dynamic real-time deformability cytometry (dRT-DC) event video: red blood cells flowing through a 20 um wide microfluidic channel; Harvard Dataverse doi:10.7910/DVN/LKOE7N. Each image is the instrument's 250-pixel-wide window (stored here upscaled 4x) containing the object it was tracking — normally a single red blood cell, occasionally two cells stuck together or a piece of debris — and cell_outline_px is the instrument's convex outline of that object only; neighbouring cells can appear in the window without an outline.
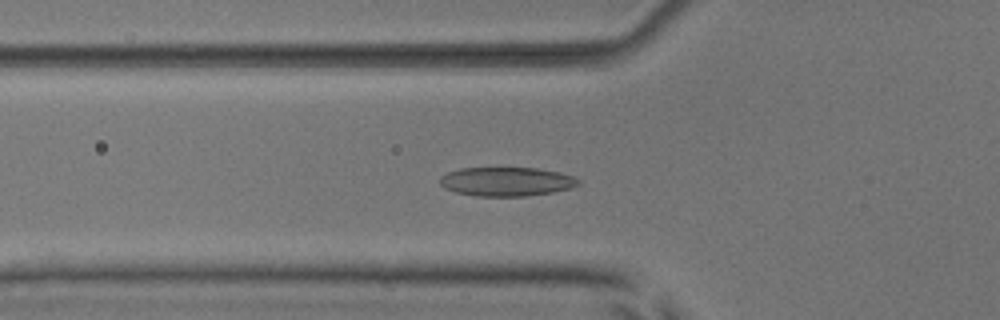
{"species": "common noctule bat (a hibernating species)", "species_latin": "Nyctalus noctula", "temperature_condition": "room temperature", "stored_images_in_passage": 41, "camera_frame_rate_fps": 3000, "um_per_image_px": 0.085, "animal": {"sex": "male", "body_mass_g": 17.9, "forearm_length_mm": 54.2}, "frame": {"image": 1, "passage_image": 14, "time_ms": 4.333, "image_size_px": [1000, 320], "cell_outline_px": [[580, 184], [568, 188], [552, 192], [524, 196], [476, 196], [456, 192], [444, 188], [440, 184], [440, 176], [448, 172], [460, 168], [536, 168], [560, 172], [572, 176], [580, 180]], "centroid_in_image_um": [43.03, 15.43], "position_along_channel_um": 82.8, "area_um2": 23.29}}
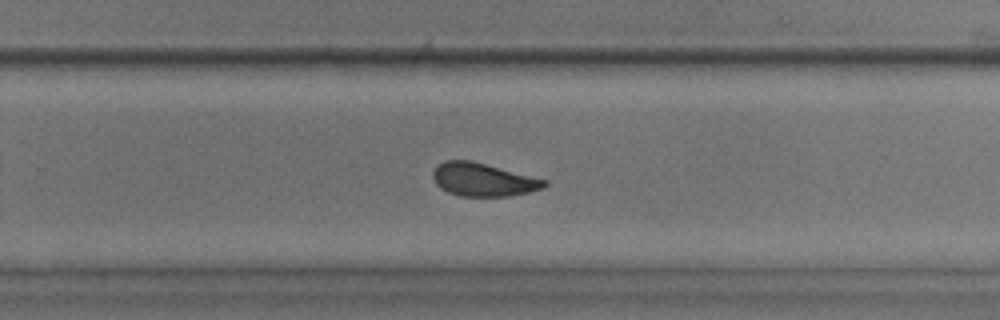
{"frame": {"image": 2, "passage_image": 30, "time_ms": 9.667, "image_size_px": [1000, 320], "cell_outline_px": [[548, 184], [544, 188], [528, 192], [508, 196], [460, 196], [448, 192], [440, 188], [436, 184], [432, 176], [432, 172], [444, 160], [472, 160], [548, 180]], "centroid_in_image_um": [41.08, 15.26], "position_along_channel_um": 288.7, "area_um2": 21.62}}
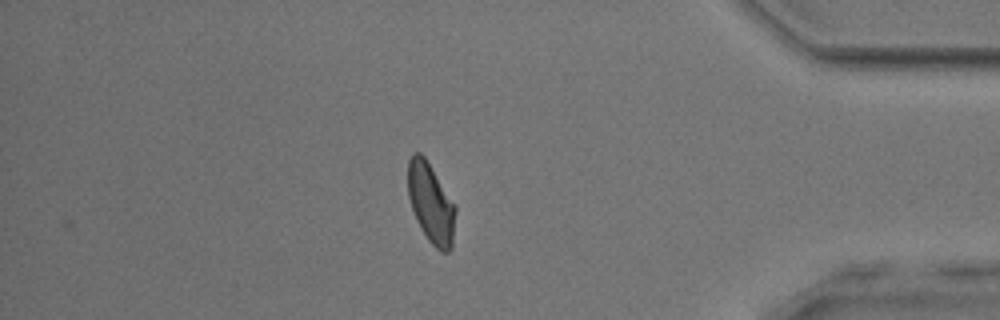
{"frame": {"image": 3, "passage_image": 41, "time_ms": 13.333, "image_size_px": [1000, 320], "cell_outline_px": [[456, 212], [452, 248], [448, 252], [440, 252], [428, 240], [416, 220], [408, 196], [408, 160], [412, 152], [420, 152], [424, 156], [456, 204]], "centroid_in_image_um": [36.64, 17.27], "position_along_channel_um": 398.6, "area_um2": 22.37}, "authors_computed_cell_mechanics": {"area_um2": 22.3686, "velocity_mm_per_s": 3.8707, "shape_relaxation_time_tau1_ms": 2.9772, "shape_relaxation_time_tau2_ms": 1.9221, "deformation_change_tau1": 0.1098, "deformation_change_tau2": 0.0753}}